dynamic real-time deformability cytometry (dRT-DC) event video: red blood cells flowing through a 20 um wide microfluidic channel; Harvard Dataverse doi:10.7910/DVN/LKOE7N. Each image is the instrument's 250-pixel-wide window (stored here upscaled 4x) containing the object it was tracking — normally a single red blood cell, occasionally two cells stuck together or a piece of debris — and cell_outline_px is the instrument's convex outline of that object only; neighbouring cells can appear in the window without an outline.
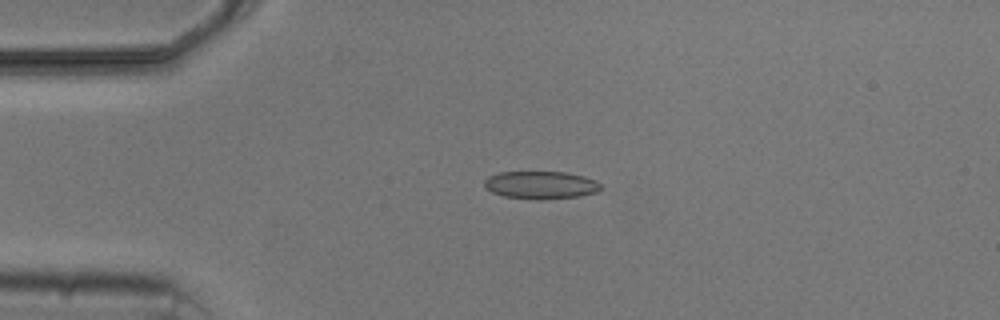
{"species": "common noctule bat (a hibernating species)", "species_latin": "Nyctalus noctula", "temperature_condition": "cold", "stored_images_in_passage": 5, "camera_frame_rate_fps": 3000, "um_per_image_px": 0.085, "animal": {"sex": "male", "body_mass_g": 20.5, "forearm_length_mm": 52.5}, "frame": {"image": 1, "passage_image": 3, "time_ms": 3.333, "image_size_px": [1000, 320], "cell_outline_px": [[604, 188], [596, 192], [580, 196], [504, 196], [492, 192], [484, 184], [484, 180], [488, 176], [500, 172], [564, 172], [584, 176], [596, 180]], "centroid_in_image_um": [46.0, 15.66], "position_along_channel_um": 39.0, "area_um2": 17.74}}
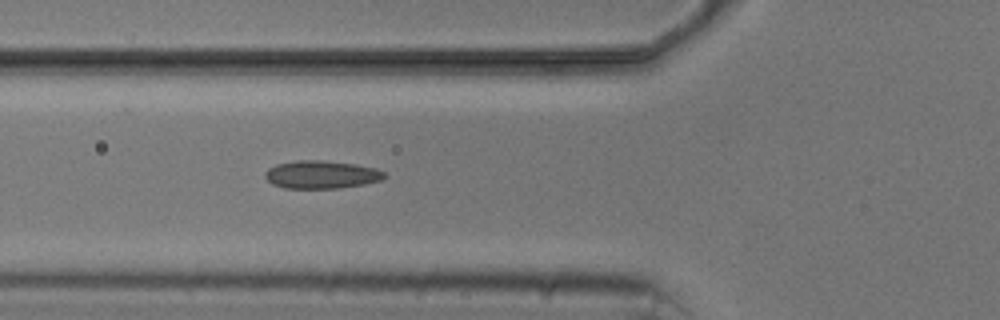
{"frame": {"image": 2, "passage_image": 5, "time_ms": 5.667, "image_size_px": [1000, 320], "cell_outline_px": [[388, 176], [380, 180], [364, 184], [340, 188], [284, 188], [272, 184], [264, 176], [264, 172], [268, 168], [276, 164], [296, 160], [320, 160], [356, 164], [376, 168], [384, 172]], "centroid_in_image_um": [27.31, 14.83], "position_along_channel_um": 98.5, "area_um2": 19.54}}